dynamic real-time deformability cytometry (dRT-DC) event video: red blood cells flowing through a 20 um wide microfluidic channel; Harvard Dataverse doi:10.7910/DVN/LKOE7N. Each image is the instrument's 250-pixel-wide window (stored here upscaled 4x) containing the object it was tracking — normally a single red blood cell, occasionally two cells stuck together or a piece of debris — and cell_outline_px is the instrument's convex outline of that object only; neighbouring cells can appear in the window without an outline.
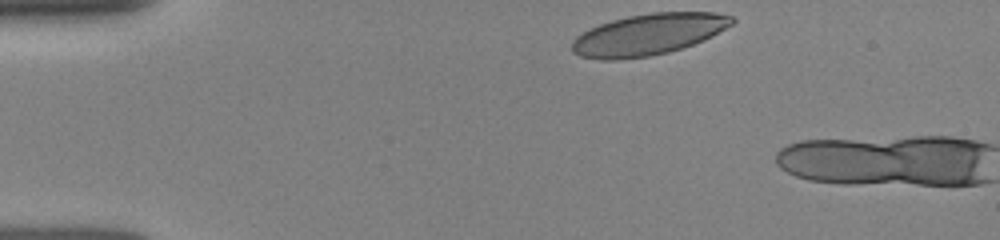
{"species": "human", "species_latin": "Homo sapiens", "temperature_condition": "room temperature", "stored_images_in_passage": 4, "camera_frame_rate_fps": 3000, "um_per_image_px": 0.085, "donor": {"sex": "female"}, "frame": {"image": 1, "passage_image": 1, "time_ms": 0.0, "image_size_px": [1000, 240], "cell_outline_px": [[736, 20], [732, 24], [712, 36], [704, 40], [668, 52], [648, 56], [616, 60], [604, 60], [580, 56], [572, 52], [572, 40], [576, 36], [600, 24], [612, 20], [628, 16], [652, 12], [716, 12], [732, 16]], "centroid_in_image_um": [55.11, 2.92], "position_along_channel_um": 29.9, "area_um2": 38.32}}